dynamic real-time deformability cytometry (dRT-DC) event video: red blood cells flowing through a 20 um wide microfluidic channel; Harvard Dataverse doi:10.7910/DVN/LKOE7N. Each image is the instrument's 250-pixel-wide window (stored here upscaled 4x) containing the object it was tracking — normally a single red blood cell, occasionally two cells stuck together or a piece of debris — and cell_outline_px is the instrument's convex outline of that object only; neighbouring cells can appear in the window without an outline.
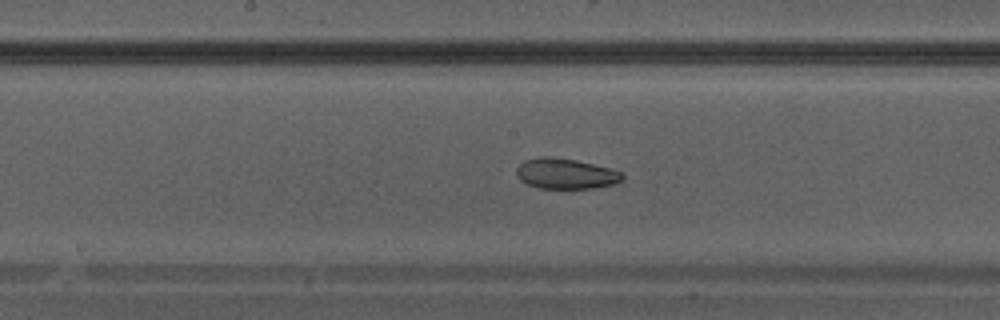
{"species": "Egyptian fruit bat (a non-hibernating species)", "species_latin": "Rousettus aegyptiacus", "temperature_condition": "warm", "stored_images_in_passage": 32, "camera_frame_rate_fps": 3000, "um_per_image_px": 0.085, "animal": {"sex": "male"}, "frame": {"image": 1, "passage_image": 14, "time_ms": 4.333, "image_size_px": [1000, 320], "cell_outline_px": [[624, 176], [620, 180], [612, 184], [592, 188], [540, 188], [528, 184], [520, 180], [516, 176], [516, 168], [524, 160], [540, 156], [548, 156], [576, 160], [612, 168], [620, 172]], "centroid_in_image_um": [48.04, 14.75], "position_along_channel_um": 200.2, "area_um2": 18.73}}